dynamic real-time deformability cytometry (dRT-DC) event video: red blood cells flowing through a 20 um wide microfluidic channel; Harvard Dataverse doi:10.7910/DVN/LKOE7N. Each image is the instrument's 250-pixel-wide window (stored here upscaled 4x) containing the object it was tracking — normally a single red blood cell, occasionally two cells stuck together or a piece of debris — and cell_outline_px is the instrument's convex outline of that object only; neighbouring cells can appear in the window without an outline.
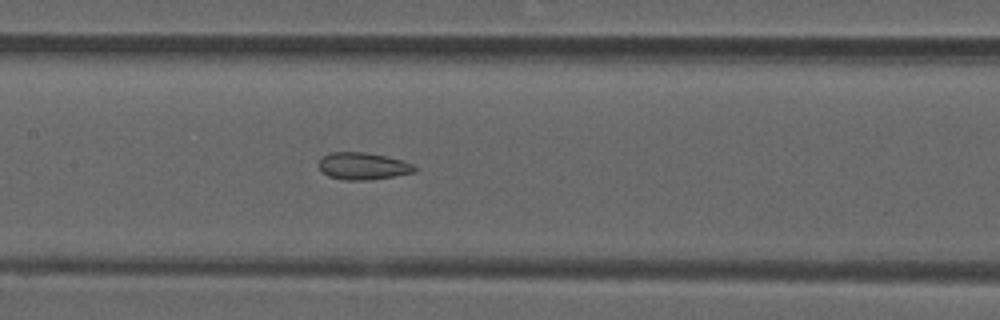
{"species": "common noctule bat (a hibernating species)", "species_latin": "Nyctalus noctula", "temperature_condition": "room temperature", "stored_images_in_passage": 41, "camera_frame_rate_fps": 3000, "um_per_image_px": 0.085, "animal": {"sex": "male", "forearm_length_mm": 52.5}, "frame": {"image": 1, "passage_image": 13, "time_ms": 4.0, "image_size_px": [1000, 320], "cell_outline_px": [[416, 172], [368, 180], [344, 180], [328, 176], [316, 164], [328, 152], [364, 152], [388, 156], [404, 160], [412, 164], [416, 168]], "centroid_in_image_um": [30.85, 14.11], "position_along_channel_um": 176.6, "area_um2": 15.2}}
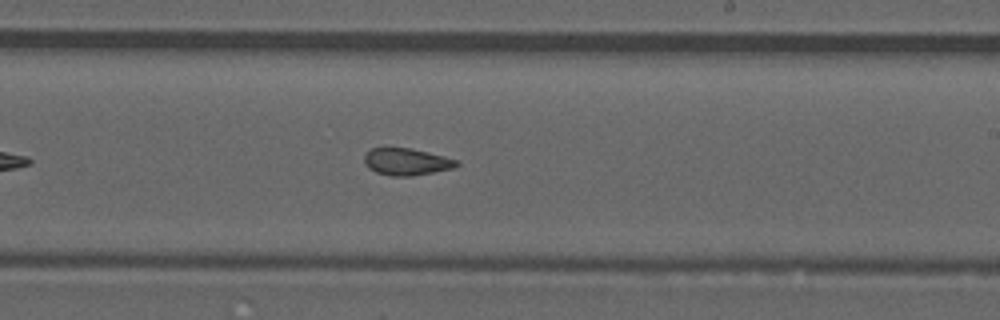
{"frame": {"image": 2, "passage_image": 19, "time_ms": 6.0, "image_size_px": [1000, 320], "cell_outline_px": [[460, 164], [452, 168], [412, 176], [392, 176], [376, 172], [368, 168], [364, 164], [364, 156], [372, 148], [412, 148], [460, 160]], "centroid_in_image_um": [34.56, 13.75], "position_along_channel_um": 254.4, "area_um2": 14.51}}
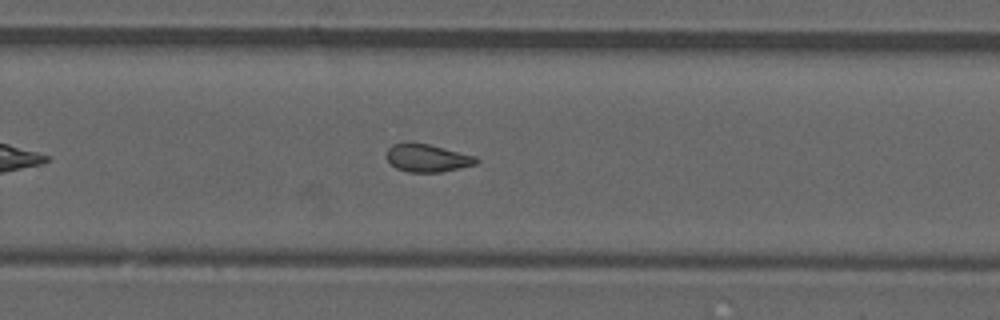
{"frame": {"image": 3, "passage_image": 22, "time_ms": 7.0, "image_size_px": [1000, 320], "cell_outline_px": [[480, 160], [476, 164], [460, 168], [440, 172], [408, 172], [396, 168], [388, 160], [388, 148], [392, 144], [408, 140], [428, 144], [476, 156]], "centroid_in_image_um": [36.32, 13.41], "position_along_channel_um": 293.5, "area_um2": 14.68}, "authors_computed_cell_mechanics": {"area_um2": 14.9702, "velocity_mm_per_s": 3.9168, "shape_relaxation_time_tau1_ms": null, "shape_relaxation_time_tau2_ms": 2.3763, "deformation_change_tau1": null, "deformation_change_tau2": 0.0953}}